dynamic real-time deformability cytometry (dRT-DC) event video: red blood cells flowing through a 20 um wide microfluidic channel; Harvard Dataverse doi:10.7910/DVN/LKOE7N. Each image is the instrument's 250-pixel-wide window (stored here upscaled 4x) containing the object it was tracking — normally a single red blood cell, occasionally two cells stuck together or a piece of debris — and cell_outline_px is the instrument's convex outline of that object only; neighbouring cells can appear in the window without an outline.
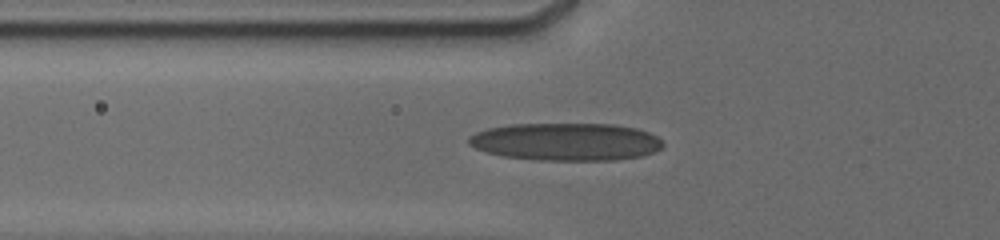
{"species": "human", "species_latin": "Homo sapiens", "temperature_condition": "cold", "stored_images_in_passage": 32, "camera_frame_rate_fps": 3000, "um_per_image_px": 0.085, "donor": {"sex": "male"}, "frame": {"image": 1, "passage_image": 31, "time_ms": 7.0, "image_size_px": [1000, 240], "cell_outline_px": [[664, 144], [660, 148], [652, 152], [640, 156], [616, 160], [532, 160], [500, 156], [484, 152], [468, 144], [468, 136], [476, 132], [488, 128], [512, 124], [616, 124], [636, 128], [648, 132], [656, 136]], "centroid_in_image_um": [48.06, 12.05], "position_along_channel_um": 77.7, "area_um2": 42.83}}